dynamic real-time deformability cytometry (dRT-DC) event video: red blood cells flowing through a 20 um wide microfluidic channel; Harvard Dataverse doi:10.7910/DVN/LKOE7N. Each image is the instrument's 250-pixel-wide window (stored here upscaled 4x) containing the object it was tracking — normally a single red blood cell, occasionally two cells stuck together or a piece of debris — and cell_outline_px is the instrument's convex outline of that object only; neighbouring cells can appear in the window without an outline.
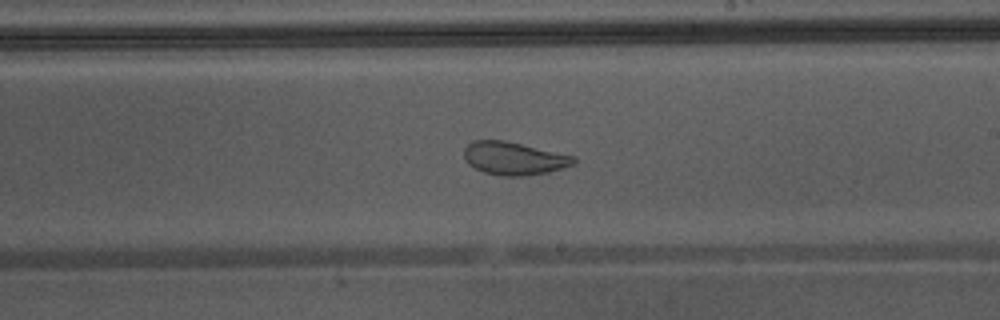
{"species": "Egyptian fruit bat (a non-hibernating species)", "species_latin": "Rousettus aegyptiacus", "temperature_condition": "warm", "stored_images_in_passage": 44, "camera_frame_rate_fps": 3000, "um_per_image_px": 0.085, "animal": {"sex": "male"}, "frame": {"image": 1, "passage_image": 26, "time_ms": 8.333, "image_size_px": [1000, 320], "cell_outline_px": [[576, 164], [548, 172], [524, 176], [500, 176], [484, 172], [468, 164], [464, 160], [464, 148], [472, 140], [504, 140], [576, 156]], "centroid_in_image_um": [43.68, 13.46], "position_along_channel_um": 245.3, "area_um2": 21.21}, "authors_computed_cell_mechanics": {"area_um2": 29.5069, "velocity_mm_per_s": 4.3957, "shape_relaxation_time_tau1_ms": null, "shape_relaxation_time_tau2_ms": 0.9889, "deformation_change_tau1": null, "deformation_change_tau2": 0.0733}}